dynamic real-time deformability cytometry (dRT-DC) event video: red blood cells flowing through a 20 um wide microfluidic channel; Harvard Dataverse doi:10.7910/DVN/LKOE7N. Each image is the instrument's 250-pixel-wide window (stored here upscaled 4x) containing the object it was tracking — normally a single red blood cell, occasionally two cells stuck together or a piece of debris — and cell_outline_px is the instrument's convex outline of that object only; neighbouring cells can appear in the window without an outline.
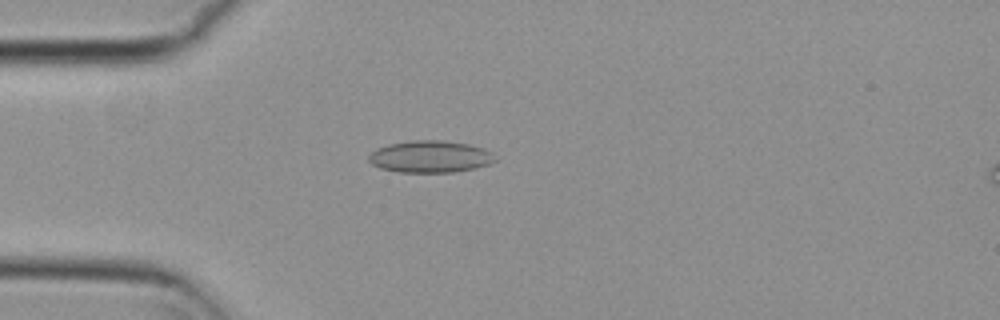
{"species": "common noctule bat (a hibernating species)", "species_latin": "Nyctalus noctula", "temperature_condition": "cold", "stored_images_in_passage": 31, "camera_frame_rate_fps": 3000, "um_per_image_px": 0.085, "animal": {"sex": "female", "body_mass_g": 29.2, "forearm_length_mm": 56.3}, "frame": {"image": 1, "passage_image": 4, "time_ms": 1.0, "image_size_px": [1000, 320], "cell_outline_px": [[496, 160], [488, 164], [476, 168], [452, 172], [396, 172], [380, 168], [372, 164], [368, 160], [368, 156], [376, 148], [388, 144], [412, 140], [444, 140], [468, 144], [484, 148], [492, 152]], "centroid_in_image_um": [36.55, 13.31], "position_along_channel_um": 48.4, "area_um2": 23.64}}
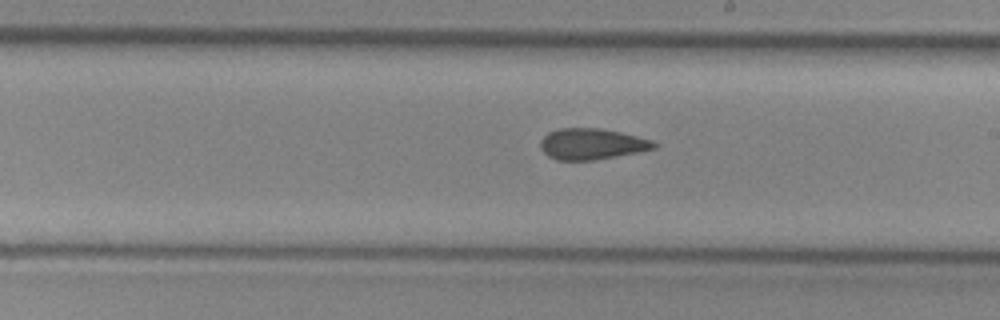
{"frame": {"image": 2, "passage_image": 20, "time_ms": 6.333, "image_size_px": [1000, 320], "cell_outline_px": [[660, 144], [656, 148], [596, 160], [556, 160], [548, 156], [540, 148], [540, 140], [548, 132], [560, 128], [604, 128], [652, 140]], "centroid_in_image_um": [50.3, 12.23], "position_along_channel_um": 238.7, "area_um2": 20.63}}
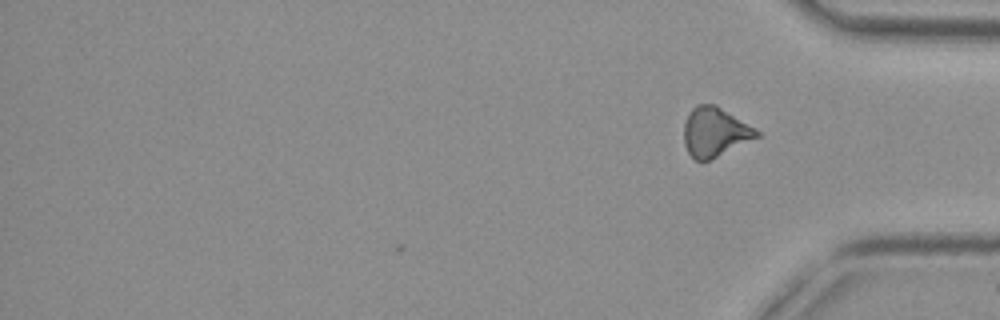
{"frame": {"image": 3, "passage_image": 31, "time_ms": 10.0, "image_size_px": [1000, 320], "cell_outline_px": [[760, 136], [708, 160], [696, 160], [688, 152], [684, 144], [684, 124], [692, 108], [696, 104], [716, 104], [756, 128], [760, 132]], "centroid_in_image_um": [60.77, 11.19], "position_along_channel_um": 374.4, "area_um2": 20.69}, "authors_computed_cell_mechanics": {"area_um2": 21.1548, "velocity_mm_per_s": 3.8112, "shape_relaxation_time_tau1_ms": null, "shape_relaxation_time_tau2_ms": 3.5903, "deformation_change_tau1": null, "deformation_change_tau2": 0.1157}}